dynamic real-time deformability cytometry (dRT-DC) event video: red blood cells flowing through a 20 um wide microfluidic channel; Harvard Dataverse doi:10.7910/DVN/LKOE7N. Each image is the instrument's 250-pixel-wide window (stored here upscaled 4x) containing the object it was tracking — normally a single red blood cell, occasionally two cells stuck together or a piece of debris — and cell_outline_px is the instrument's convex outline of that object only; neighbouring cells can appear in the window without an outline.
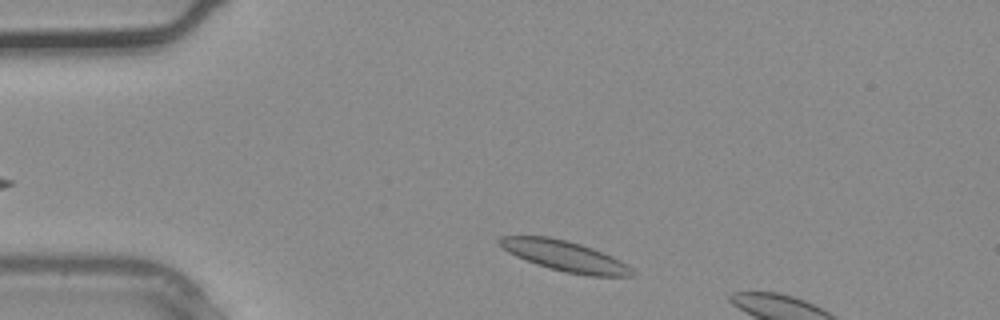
{"species": "common noctule bat (a hibernating species)", "species_latin": "Nyctalus noctula", "temperature_condition": "warm", "stored_images_in_passage": 2, "camera_frame_rate_fps": 3000, "um_per_image_px": 0.085, "animal": {"sex": "male", "body_mass_g": 20.4}, "frame": {"image": 1, "passage_image": 2, "time_ms": 0.333, "image_size_px": [1000, 320], "cell_outline_px": [[636, 276], [588, 276], [564, 272], [548, 268], [536, 264], [516, 256], [500, 248], [496, 240], [500, 236], [548, 236], [580, 244], [592, 248], [612, 256], [628, 264], [632, 268]], "centroid_in_image_um": [47.99, 21.77], "position_along_channel_um": 37.0, "area_um2": 23.7}}